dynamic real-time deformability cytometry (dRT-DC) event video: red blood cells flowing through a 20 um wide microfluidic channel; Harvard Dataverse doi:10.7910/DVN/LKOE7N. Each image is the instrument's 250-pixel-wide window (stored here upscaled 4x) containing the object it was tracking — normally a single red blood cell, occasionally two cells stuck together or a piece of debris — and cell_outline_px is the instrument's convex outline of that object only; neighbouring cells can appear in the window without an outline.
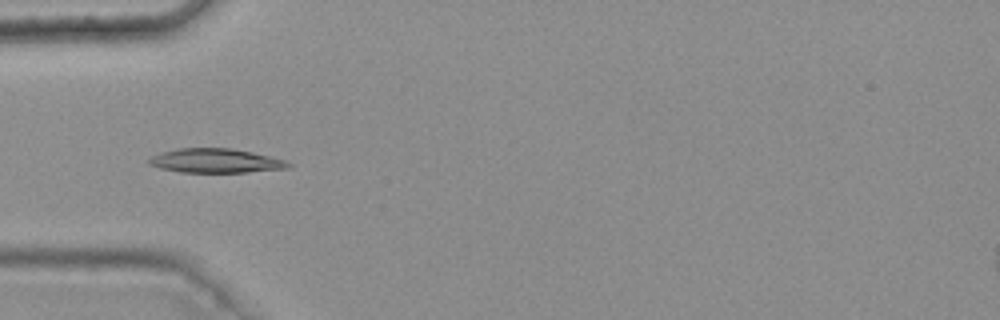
{"species": "common noctule bat (a hibernating species)", "species_latin": "Nyctalus noctula", "temperature_condition": "warm", "stored_images_in_passage": 6, "camera_frame_rate_fps": 3000, "um_per_image_px": 0.085, "animal": {"sex": "female", "body_mass_g": 25.1}, "frame": {"image": 1, "passage_image": 4, "time_ms": 1.0, "image_size_px": [1000, 320], "cell_outline_px": [[292, 164], [288, 168], [248, 172], [180, 172], [160, 168], [148, 164], [148, 160], [152, 156], [160, 152], [180, 148], [232, 148], [252, 152], [284, 160]], "centroid_in_image_um": [18.3, 13.66], "position_along_channel_um": 66.7, "area_um2": 19.54}}
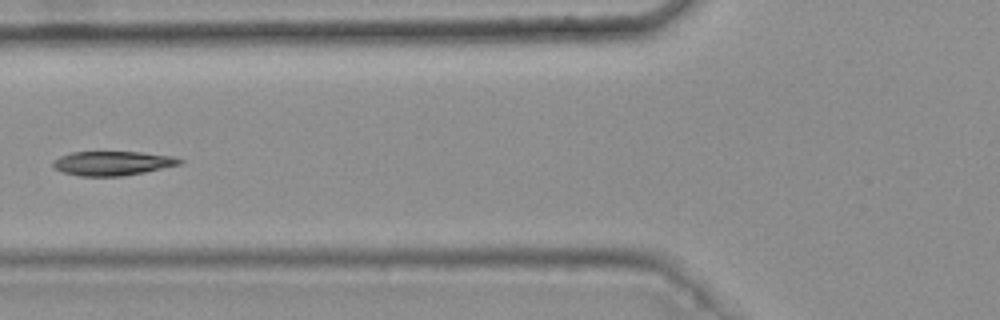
{"frame": {"image": 2, "passage_image": 5, "time_ms": 1.333, "image_size_px": [1000, 320], "cell_outline_px": [[184, 160], [180, 164], [144, 172], [120, 176], [80, 176], [60, 172], [52, 168], [52, 160], [60, 156], [72, 152], [140, 152], [172, 156]], "centroid_in_image_um": [9.49, 13.88], "position_along_channel_um": 116.3, "area_um2": 17.92}}
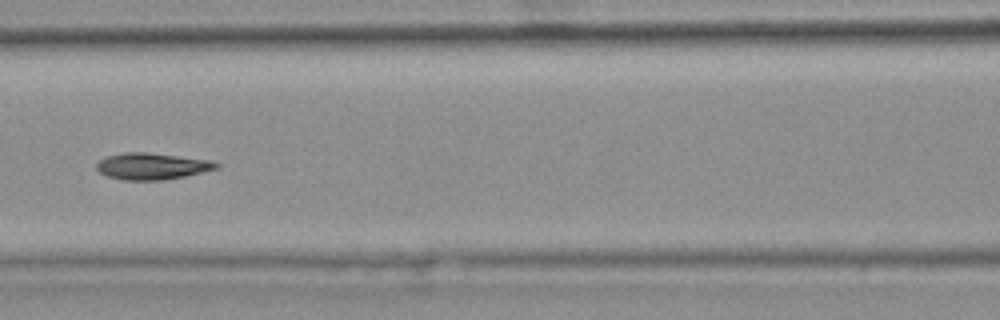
{"frame": {"image": 3, "passage_image": 6, "time_ms": 1.667, "image_size_px": [1000, 320], "cell_outline_px": [[220, 168], [184, 176], [164, 180], [124, 180], [108, 176], [100, 172], [96, 168], [96, 164], [100, 160], [108, 156], [124, 152], [148, 152], [212, 160], [220, 164]], "centroid_in_image_um": [12.95, 14.12], "position_along_channel_um": 153.6, "area_um2": 18.55}}